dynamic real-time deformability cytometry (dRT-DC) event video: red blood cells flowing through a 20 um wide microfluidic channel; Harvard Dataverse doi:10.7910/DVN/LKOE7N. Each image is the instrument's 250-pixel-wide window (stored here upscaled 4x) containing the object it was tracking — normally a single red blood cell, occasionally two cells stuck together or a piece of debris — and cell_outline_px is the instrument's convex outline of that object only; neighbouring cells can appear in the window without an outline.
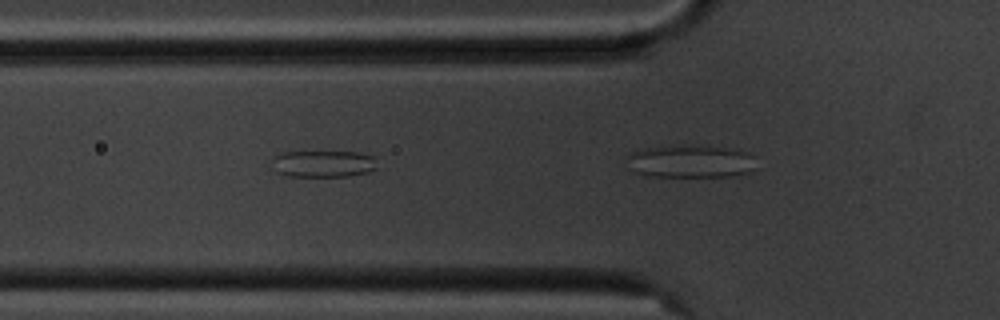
{"species": "common noctule bat (a hibernating species)", "species_latin": "Nyctalus noctula", "temperature_condition": "cold", "stored_images_in_passage": 20, "camera_frame_rate_fps": 3000, "um_per_image_px": 0.085, "animal": {"sex": "male", "body_mass_g": 20.1, "forearm_length_mm": 53.5}, "frame": {"image": 1, "passage_image": 4, "time_ms": 1.0, "image_size_px": [1000, 320], "cell_outline_px": [[376, 168], [368, 172], [348, 176], [288, 176], [276, 172], [272, 160], [272, 156], [284, 152], [360, 152], [372, 156]], "centroid_in_image_um": [27.44, 13.92], "position_along_channel_um": 98.4, "area_um2": 16.3}}
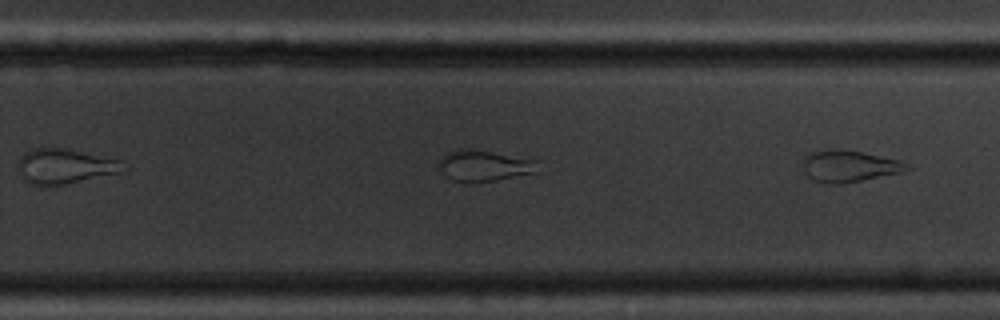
{"frame": {"image": 2, "passage_image": 20, "time_ms": 6.333, "image_size_px": [1000, 320], "cell_outline_px": [[912, 168], [900, 172], [840, 184], [828, 184], [816, 180], [808, 176], [804, 172], [804, 156], [808, 152], [832, 148], [836, 148], [860, 152], [900, 160]], "centroid_in_image_um": [72.13, 14.1], "position_along_channel_um": 257.7, "area_um2": 18.9}}